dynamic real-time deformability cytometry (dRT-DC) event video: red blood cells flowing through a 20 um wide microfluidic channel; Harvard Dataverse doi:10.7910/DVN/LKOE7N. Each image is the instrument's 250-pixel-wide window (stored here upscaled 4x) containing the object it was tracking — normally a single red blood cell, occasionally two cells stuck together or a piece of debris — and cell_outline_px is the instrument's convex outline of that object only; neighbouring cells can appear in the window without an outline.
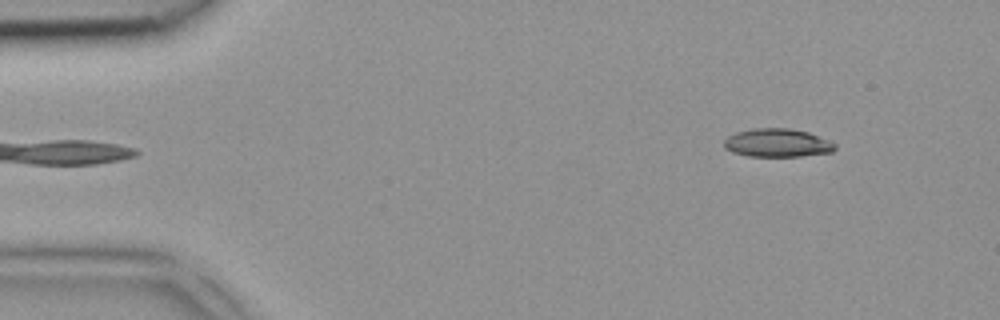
{"species": "common noctule bat (a hibernating species)", "species_latin": "Nyctalus noctula", "temperature_condition": "room temperature", "stored_images_in_passage": 5, "segment_of_instrument_passage": [2, 2], "camera_frame_rate_fps": 3000, "um_per_image_px": 0.085, "animal": {"sex": "female", "body_mass_g": 18.4}, "frame": {"image": 1, "passage_image": 5, "time_ms": 1.333, "image_size_px": [1000, 320], "cell_outline_px": [[836, 148], [832, 152], [800, 156], [748, 156], [732, 152], [724, 148], [724, 140], [728, 136], [736, 132], [752, 128], [788, 128], [808, 132], [828, 140], [836, 144]], "centroid_in_image_um": [66.05, 12.14], "position_along_channel_um": 18.9, "area_um2": 18.32}}